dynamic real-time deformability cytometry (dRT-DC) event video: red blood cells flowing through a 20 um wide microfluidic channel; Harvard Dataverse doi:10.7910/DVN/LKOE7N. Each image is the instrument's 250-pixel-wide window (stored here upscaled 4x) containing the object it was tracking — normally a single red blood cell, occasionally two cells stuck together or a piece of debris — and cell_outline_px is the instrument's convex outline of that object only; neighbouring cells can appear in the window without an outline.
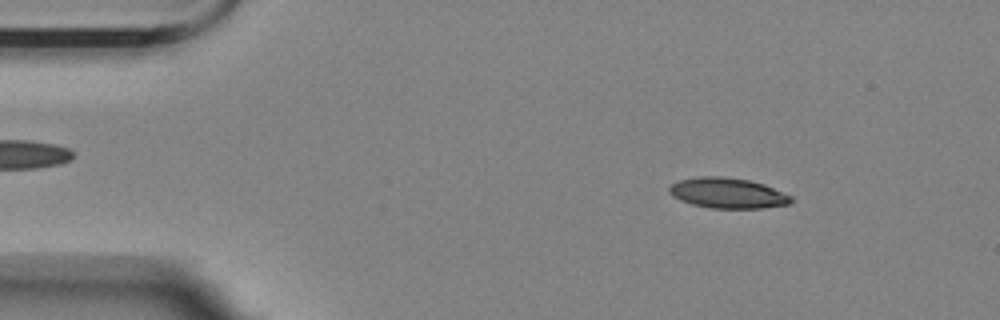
{"species": "Egyptian fruit bat (a non-hibernating species)", "species_latin": "Rousettus aegyptiacus", "temperature_condition": "room temperature", "stored_images_in_passage": 10, "camera_frame_rate_fps": 3000, "um_per_image_px": 0.085, "animal": {"sex": "female"}, "frame": {"image": 1, "passage_image": 1, "time_ms": 0.0, "image_size_px": [1000, 320], "cell_outline_px": [[792, 200], [788, 204], [760, 208], [712, 208], [692, 204], [680, 200], [672, 196], [668, 192], [668, 188], [672, 184], [680, 180], [700, 176], [720, 176], [748, 180], [764, 184], [792, 196]], "centroid_in_image_um": [61.82, 16.41], "position_along_channel_um": 23.2, "area_um2": 21.44}}
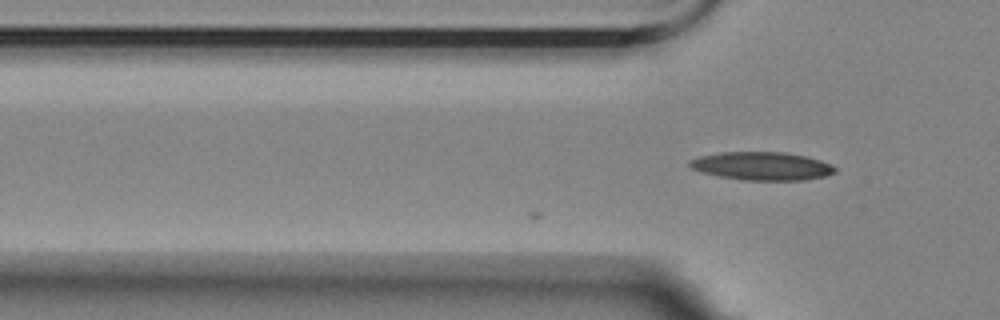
{"frame": {"image": 2, "passage_image": 10, "time_ms": 3.0, "image_size_px": [1000, 320], "cell_outline_px": [[836, 172], [824, 176], [804, 180], [744, 180], [720, 176], [704, 172], [692, 168], [688, 164], [688, 160], [700, 156], [720, 152], [784, 152], [808, 156], [832, 164], [836, 168]], "centroid_in_image_um": [64.79, 14.1], "position_along_channel_um": 61.0, "area_um2": 23.87}}